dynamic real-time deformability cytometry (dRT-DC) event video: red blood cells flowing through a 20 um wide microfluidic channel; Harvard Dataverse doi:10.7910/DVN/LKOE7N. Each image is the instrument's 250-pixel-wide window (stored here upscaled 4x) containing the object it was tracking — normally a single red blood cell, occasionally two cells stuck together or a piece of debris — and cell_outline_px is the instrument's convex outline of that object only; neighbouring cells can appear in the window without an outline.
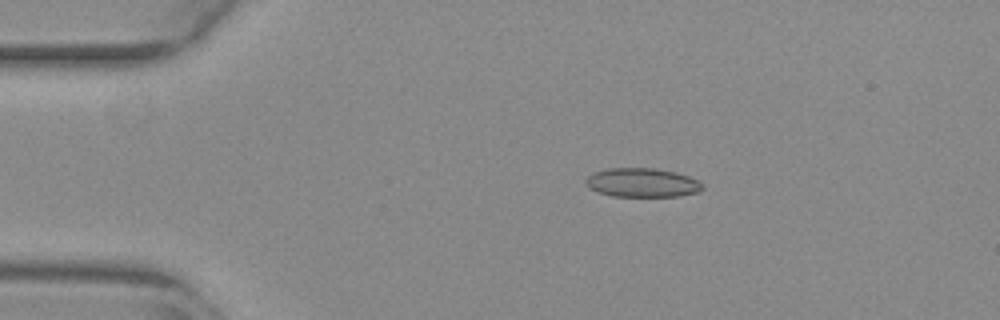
{"species": "common noctule bat (a hibernating species)", "species_latin": "Nyctalus noctula", "temperature_condition": "warm", "stored_images_in_passage": 44, "camera_frame_rate_fps": 3000, "um_per_image_px": 0.085, "animal": {"sex": "female", "body_mass_g": 29.2, "forearm_length_mm": 56.3}, "frame": {"image": 1, "passage_image": 1, "time_ms": 0.0, "image_size_px": [1000, 320], "cell_outline_px": [[704, 188], [700, 192], [680, 196], [612, 196], [588, 188], [584, 180], [592, 172], [608, 168], [656, 168], [676, 172], [688, 176], [704, 184]], "centroid_in_image_um": [54.59, 15.52], "position_along_channel_um": 30.4, "area_um2": 19.88}}
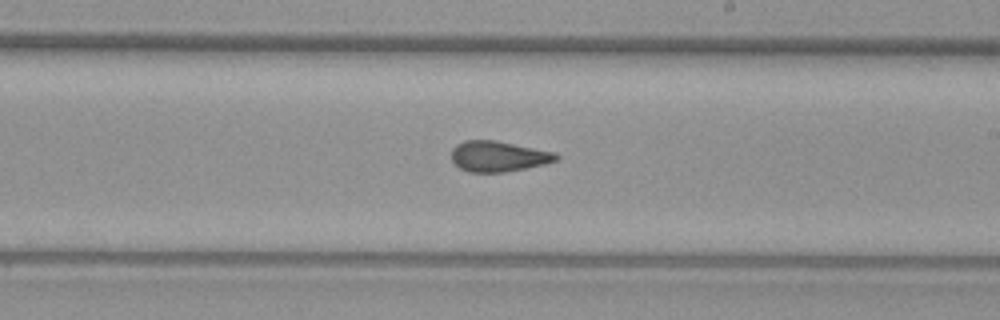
{"frame": {"image": 2, "passage_image": 22, "time_ms": 7.0, "image_size_px": [1000, 320], "cell_outline_px": [[560, 156], [556, 160], [544, 164], [504, 172], [468, 172], [460, 168], [452, 160], [452, 148], [456, 144], [464, 140], [496, 140], [556, 152]], "centroid_in_image_um": [42.35, 13.27], "position_along_channel_um": 246.6, "area_um2": 18.67}}
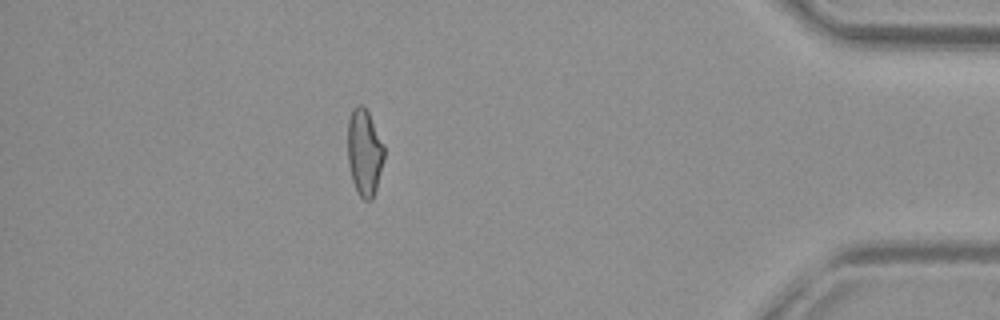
{"frame": {"image": 3, "passage_image": 38, "time_ms": 12.333, "image_size_px": [1000, 320], "cell_outline_px": [[384, 160], [376, 188], [372, 200], [364, 200], [356, 192], [352, 180], [348, 164], [348, 120], [352, 108], [356, 104], [360, 104], [368, 112], [384, 144]], "centroid_in_image_um": [30.97, 12.96], "position_along_channel_um": 404.2, "area_um2": 18.5}, "authors_computed_cell_mechanics": {"area_um2": 18.9006, "velocity_mm_per_s": 3.8567, "shape_relaxation_time_tau1_ms": null, "shape_relaxation_time_tau2_ms": 2.385, "deformation_change_tau1": null, "deformation_change_tau2": 0.0913}}